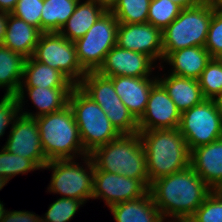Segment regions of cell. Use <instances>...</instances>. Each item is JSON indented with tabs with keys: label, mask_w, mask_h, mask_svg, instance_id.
Returning a JSON list of instances; mask_svg holds the SVG:
<instances>
[{
	"label": "cell",
	"mask_w": 222,
	"mask_h": 222,
	"mask_svg": "<svg viewBox=\"0 0 222 222\" xmlns=\"http://www.w3.org/2000/svg\"><path fill=\"white\" fill-rule=\"evenodd\" d=\"M218 105V109L222 115V93L215 99Z\"/></svg>",
	"instance_id": "7bdbcfd3"
},
{
	"label": "cell",
	"mask_w": 222,
	"mask_h": 222,
	"mask_svg": "<svg viewBox=\"0 0 222 222\" xmlns=\"http://www.w3.org/2000/svg\"><path fill=\"white\" fill-rule=\"evenodd\" d=\"M76 160L57 159L45 164L43 169L52 170L47 191L60 194L61 197L87 203L92 199L95 166L89 154L81 157V161L84 162H77Z\"/></svg>",
	"instance_id": "52a82bcc"
},
{
	"label": "cell",
	"mask_w": 222,
	"mask_h": 222,
	"mask_svg": "<svg viewBox=\"0 0 222 222\" xmlns=\"http://www.w3.org/2000/svg\"><path fill=\"white\" fill-rule=\"evenodd\" d=\"M138 133L146 152L149 188L156 179L190 166L191 152L178 128Z\"/></svg>",
	"instance_id": "7a4b0ae2"
},
{
	"label": "cell",
	"mask_w": 222,
	"mask_h": 222,
	"mask_svg": "<svg viewBox=\"0 0 222 222\" xmlns=\"http://www.w3.org/2000/svg\"><path fill=\"white\" fill-rule=\"evenodd\" d=\"M181 112L157 81L151 89L143 115L138 119L139 131L176 129L179 127Z\"/></svg>",
	"instance_id": "9a60e30c"
},
{
	"label": "cell",
	"mask_w": 222,
	"mask_h": 222,
	"mask_svg": "<svg viewBox=\"0 0 222 222\" xmlns=\"http://www.w3.org/2000/svg\"><path fill=\"white\" fill-rule=\"evenodd\" d=\"M20 87L74 88L75 85L62 72L31 56L25 60Z\"/></svg>",
	"instance_id": "d4e9b609"
},
{
	"label": "cell",
	"mask_w": 222,
	"mask_h": 222,
	"mask_svg": "<svg viewBox=\"0 0 222 222\" xmlns=\"http://www.w3.org/2000/svg\"><path fill=\"white\" fill-rule=\"evenodd\" d=\"M213 14V1L182 9L179 16L162 30L163 60L173 51L204 47Z\"/></svg>",
	"instance_id": "8992f818"
},
{
	"label": "cell",
	"mask_w": 222,
	"mask_h": 222,
	"mask_svg": "<svg viewBox=\"0 0 222 222\" xmlns=\"http://www.w3.org/2000/svg\"><path fill=\"white\" fill-rule=\"evenodd\" d=\"M132 115L138 120L144 113L152 86L157 82V77H108Z\"/></svg>",
	"instance_id": "d6986e66"
},
{
	"label": "cell",
	"mask_w": 222,
	"mask_h": 222,
	"mask_svg": "<svg viewBox=\"0 0 222 222\" xmlns=\"http://www.w3.org/2000/svg\"><path fill=\"white\" fill-rule=\"evenodd\" d=\"M151 0H118L110 11L119 23H147Z\"/></svg>",
	"instance_id": "83f0119b"
},
{
	"label": "cell",
	"mask_w": 222,
	"mask_h": 222,
	"mask_svg": "<svg viewBox=\"0 0 222 222\" xmlns=\"http://www.w3.org/2000/svg\"><path fill=\"white\" fill-rule=\"evenodd\" d=\"M156 66L149 56L115 45L97 72L105 77H157L152 73Z\"/></svg>",
	"instance_id": "2e32d148"
},
{
	"label": "cell",
	"mask_w": 222,
	"mask_h": 222,
	"mask_svg": "<svg viewBox=\"0 0 222 222\" xmlns=\"http://www.w3.org/2000/svg\"><path fill=\"white\" fill-rule=\"evenodd\" d=\"M20 116V107L16 95H3L0 100V138L5 135L6 128L14 125Z\"/></svg>",
	"instance_id": "d590c367"
},
{
	"label": "cell",
	"mask_w": 222,
	"mask_h": 222,
	"mask_svg": "<svg viewBox=\"0 0 222 222\" xmlns=\"http://www.w3.org/2000/svg\"><path fill=\"white\" fill-rule=\"evenodd\" d=\"M109 210L115 222H165L150 191L137 199L114 204Z\"/></svg>",
	"instance_id": "603a6c76"
},
{
	"label": "cell",
	"mask_w": 222,
	"mask_h": 222,
	"mask_svg": "<svg viewBox=\"0 0 222 222\" xmlns=\"http://www.w3.org/2000/svg\"><path fill=\"white\" fill-rule=\"evenodd\" d=\"M121 48L143 53L159 66L163 62L162 30L150 23H119L117 43Z\"/></svg>",
	"instance_id": "7c38bea8"
},
{
	"label": "cell",
	"mask_w": 222,
	"mask_h": 222,
	"mask_svg": "<svg viewBox=\"0 0 222 222\" xmlns=\"http://www.w3.org/2000/svg\"><path fill=\"white\" fill-rule=\"evenodd\" d=\"M72 89L73 88L20 87L16 94L20 114L29 118H37L60 111L68 105V97ZM26 96H28L27 98H29L32 101L31 103L36 107V112H29L30 110L23 108L25 102H27L25 101Z\"/></svg>",
	"instance_id": "e0dca14e"
},
{
	"label": "cell",
	"mask_w": 222,
	"mask_h": 222,
	"mask_svg": "<svg viewBox=\"0 0 222 222\" xmlns=\"http://www.w3.org/2000/svg\"><path fill=\"white\" fill-rule=\"evenodd\" d=\"M149 191L166 222H181L190 219L213 190L188 166L156 179Z\"/></svg>",
	"instance_id": "6da1fadb"
},
{
	"label": "cell",
	"mask_w": 222,
	"mask_h": 222,
	"mask_svg": "<svg viewBox=\"0 0 222 222\" xmlns=\"http://www.w3.org/2000/svg\"><path fill=\"white\" fill-rule=\"evenodd\" d=\"M181 10L172 0H151L147 22L164 30L179 16Z\"/></svg>",
	"instance_id": "f546056e"
},
{
	"label": "cell",
	"mask_w": 222,
	"mask_h": 222,
	"mask_svg": "<svg viewBox=\"0 0 222 222\" xmlns=\"http://www.w3.org/2000/svg\"><path fill=\"white\" fill-rule=\"evenodd\" d=\"M5 204H3V201L0 200V222L5 217V214L7 213L8 209L6 210L4 207Z\"/></svg>",
	"instance_id": "b9f144b4"
},
{
	"label": "cell",
	"mask_w": 222,
	"mask_h": 222,
	"mask_svg": "<svg viewBox=\"0 0 222 222\" xmlns=\"http://www.w3.org/2000/svg\"><path fill=\"white\" fill-rule=\"evenodd\" d=\"M84 204L77 199L57 198L49 205L47 212L41 215V222H70Z\"/></svg>",
	"instance_id": "1f68e13d"
},
{
	"label": "cell",
	"mask_w": 222,
	"mask_h": 222,
	"mask_svg": "<svg viewBox=\"0 0 222 222\" xmlns=\"http://www.w3.org/2000/svg\"><path fill=\"white\" fill-rule=\"evenodd\" d=\"M40 170L30 159L8 152L5 148L0 149V176L9 181L20 174Z\"/></svg>",
	"instance_id": "4dcf8cb0"
},
{
	"label": "cell",
	"mask_w": 222,
	"mask_h": 222,
	"mask_svg": "<svg viewBox=\"0 0 222 222\" xmlns=\"http://www.w3.org/2000/svg\"><path fill=\"white\" fill-rule=\"evenodd\" d=\"M198 81L204 98L215 100L222 93V59L212 58Z\"/></svg>",
	"instance_id": "f1b7e54d"
},
{
	"label": "cell",
	"mask_w": 222,
	"mask_h": 222,
	"mask_svg": "<svg viewBox=\"0 0 222 222\" xmlns=\"http://www.w3.org/2000/svg\"><path fill=\"white\" fill-rule=\"evenodd\" d=\"M148 191L149 189L139 179L105 171H94L92 200L103 199L107 207L137 199Z\"/></svg>",
	"instance_id": "4fadbf2b"
},
{
	"label": "cell",
	"mask_w": 222,
	"mask_h": 222,
	"mask_svg": "<svg viewBox=\"0 0 222 222\" xmlns=\"http://www.w3.org/2000/svg\"><path fill=\"white\" fill-rule=\"evenodd\" d=\"M8 14L0 11V45H2L7 27Z\"/></svg>",
	"instance_id": "f35d334b"
},
{
	"label": "cell",
	"mask_w": 222,
	"mask_h": 222,
	"mask_svg": "<svg viewBox=\"0 0 222 222\" xmlns=\"http://www.w3.org/2000/svg\"><path fill=\"white\" fill-rule=\"evenodd\" d=\"M190 219L193 222H222V190L212 191Z\"/></svg>",
	"instance_id": "836d02e7"
},
{
	"label": "cell",
	"mask_w": 222,
	"mask_h": 222,
	"mask_svg": "<svg viewBox=\"0 0 222 222\" xmlns=\"http://www.w3.org/2000/svg\"><path fill=\"white\" fill-rule=\"evenodd\" d=\"M203 1H213V2H217V3H222V0H203Z\"/></svg>",
	"instance_id": "f6af8a7d"
},
{
	"label": "cell",
	"mask_w": 222,
	"mask_h": 222,
	"mask_svg": "<svg viewBox=\"0 0 222 222\" xmlns=\"http://www.w3.org/2000/svg\"><path fill=\"white\" fill-rule=\"evenodd\" d=\"M107 9L95 0H79L59 33L71 42L82 38Z\"/></svg>",
	"instance_id": "cb8c5ba5"
},
{
	"label": "cell",
	"mask_w": 222,
	"mask_h": 222,
	"mask_svg": "<svg viewBox=\"0 0 222 222\" xmlns=\"http://www.w3.org/2000/svg\"><path fill=\"white\" fill-rule=\"evenodd\" d=\"M32 57L62 72L75 86L87 73L78 61L74 42L59 32L41 33Z\"/></svg>",
	"instance_id": "8fae6325"
},
{
	"label": "cell",
	"mask_w": 222,
	"mask_h": 222,
	"mask_svg": "<svg viewBox=\"0 0 222 222\" xmlns=\"http://www.w3.org/2000/svg\"><path fill=\"white\" fill-rule=\"evenodd\" d=\"M89 156L95 171L139 179L149 189L146 152L139 133L121 134L111 142L95 148Z\"/></svg>",
	"instance_id": "3957f363"
},
{
	"label": "cell",
	"mask_w": 222,
	"mask_h": 222,
	"mask_svg": "<svg viewBox=\"0 0 222 222\" xmlns=\"http://www.w3.org/2000/svg\"><path fill=\"white\" fill-rule=\"evenodd\" d=\"M26 58L0 45V89L5 95H16L19 91Z\"/></svg>",
	"instance_id": "484cf974"
},
{
	"label": "cell",
	"mask_w": 222,
	"mask_h": 222,
	"mask_svg": "<svg viewBox=\"0 0 222 222\" xmlns=\"http://www.w3.org/2000/svg\"><path fill=\"white\" fill-rule=\"evenodd\" d=\"M41 33L37 27L9 13L2 45L27 59L33 55Z\"/></svg>",
	"instance_id": "7402d4cb"
},
{
	"label": "cell",
	"mask_w": 222,
	"mask_h": 222,
	"mask_svg": "<svg viewBox=\"0 0 222 222\" xmlns=\"http://www.w3.org/2000/svg\"><path fill=\"white\" fill-rule=\"evenodd\" d=\"M190 166L213 191L222 190V138L194 148Z\"/></svg>",
	"instance_id": "ac0fdd59"
},
{
	"label": "cell",
	"mask_w": 222,
	"mask_h": 222,
	"mask_svg": "<svg viewBox=\"0 0 222 222\" xmlns=\"http://www.w3.org/2000/svg\"><path fill=\"white\" fill-rule=\"evenodd\" d=\"M18 0H0V11L5 13H11Z\"/></svg>",
	"instance_id": "74e56055"
},
{
	"label": "cell",
	"mask_w": 222,
	"mask_h": 222,
	"mask_svg": "<svg viewBox=\"0 0 222 222\" xmlns=\"http://www.w3.org/2000/svg\"><path fill=\"white\" fill-rule=\"evenodd\" d=\"M3 148L10 153L30 159L40 170L48 162L44 155L35 118L20 114L14 125L10 127L9 135Z\"/></svg>",
	"instance_id": "5bb4252c"
},
{
	"label": "cell",
	"mask_w": 222,
	"mask_h": 222,
	"mask_svg": "<svg viewBox=\"0 0 222 222\" xmlns=\"http://www.w3.org/2000/svg\"><path fill=\"white\" fill-rule=\"evenodd\" d=\"M204 48L212 58L222 59V3L213 2V14Z\"/></svg>",
	"instance_id": "d6a6232c"
},
{
	"label": "cell",
	"mask_w": 222,
	"mask_h": 222,
	"mask_svg": "<svg viewBox=\"0 0 222 222\" xmlns=\"http://www.w3.org/2000/svg\"><path fill=\"white\" fill-rule=\"evenodd\" d=\"M181 222H193L191 219H187V220H184V221H181Z\"/></svg>",
	"instance_id": "bcb514c9"
},
{
	"label": "cell",
	"mask_w": 222,
	"mask_h": 222,
	"mask_svg": "<svg viewBox=\"0 0 222 222\" xmlns=\"http://www.w3.org/2000/svg\"><path fill=\"white\" fill-rule=\"evenodd\" d=\"M119 22L106 10L87 33L74 42L77 58L86 72H97L103 65L107 53L117 43Z\"/></svg>",
	"instance_id": "9c48e42d"
},
{
	"label": "cell",
	"mask_w": 222,
	"mask_h": 222,
	"mask_svg": "<svg viewBox=\"0 0 222 222\" xmlns=\"http://www.w3.org/2000/svg\"><path fill=\"white\" fill-rule=\"evenodd\" d=\"M1 222H41V216L28 210H9Z\"/></svg>",
	"instance_id": "8d00e7d4"
},
{
	"label": "cell",
	"mask_w": 222,
	"mask_h": 222,
	"mask_svg": "<svg viewBox=\"0 0 222 222\" xmlns=\"http://www.w3.org/2000/svg\"><path fill=\"white\" fill-rule=\"evenodd\" d=\"M182 9L190 8L199 5L203 0H172Z\"/></svg>",
	"instance_id": "ab89813d"
},
{
	"label": "cell",
	"mask_w": 222,
	"mask_h": 222,
	"mask_svg": "<svg viewBox=\"0 0 222 222\" xmlns=\"http://www.w3.org/2000/svg\"><path fill=\"white\" fill-rule=\"evenodd\" d=\"M35 119L44 155L48 161L80 159L88 155L83 148L79 128L69 105L60 111Z\"/></svg>",
	"instance_id": "277c9868"
},
{
	"label": "cell",
	"mask_w": 222,
	"mask_h": 222,
	"mask_svg": "<svg viewBox=\"0 0 222 222\" xmlns=\"http://www.w3.org/2000/svg\"><path fill=\"white\" fill-rule=\"evenodd\" d=\"M77 86L103 109L120 134L138 133V120L116 94L108 77L98 72H87Z\"/></svg>",
	"instance_id": "ba28073f"
},
{
	"label": "cell",
	"mask_w": 222,
	"mask_h": 222,
	"mask_svg": "<svg viewBox=\"0 0 222 222\" xmlns=\"http://www.w3.org/2000/svg\"><path fill=\"white\" fill-rule=\"evenodd\" d=\"M9 183V180L3 176H0V191L4 188L5 185Z\"/></svg>",
	"instance_id": "ee69618b"
},
{
	"label": "cell",
	"mask_w": 222,
	"mask_h": 222,
	"mask_svg": "<svg viewBox=\"0 0 222 222\" xmlns=\"http://www.w3.org/2000/svg\"><path fill=\"white\" fill-rule=\"evenodd\" d=\"M79 0H44L41 11V32H59L74 13Z\"/></svg>",
	"instance_id": "4316f807"
},
{
	"label": "cell",
	"mask_w": 222,
	"mask_h": 222,
	"mask_svg": "<svg viewBox=\"0 0 222 222\" xmlns=\"http://www.w3.org/2000/svg\"><path fill=\"white\" fill-rule=\"evenodd\" d=\"M43 5L44 0H18L11 14L41 31V11Z\"/></svg>",
	"instance_id": "e575fe53"
},
{
	"label": "cell",
	"mask_w": 222,
	"mask_h": 222,
	"mask_svg": "<svg viewBox=\"0 0 222 222\" xmlns=\"http://www.w3.org/2000/svg\"><path fill=\"white\" fill-rule=\"evenodd\" d=\"M68 105L73 111L83 148L88 154L121 135L103 109L78 86L69 94Z\"/></svg>",
	"instance_id": "5b68a950"
},
{
	"label": "cell",
	"mask_w": 222,
	"mask_h": 222,
	"mask_svg": "<svg viewBox=\"0 0 222 222\" xmlns=\"http://www.w3.org/2000/svg\"><path fill=\"white\" fill-rule=\"evenodd\" d=\"M211 59V55L204 47L194 46L171 52L162 62L166 64L157 68L160 72L166 68L165 65H169V74L198 80Z\"/></svg>",
	"instance_id": "ffe728a7"
},
{
	"label": "cell",
	"mask_w": 222,
	"mask_h": 222,
	"mask_svg": "<svg viewBox=\"0 0 222 222\" xmlns=\"http://www.w3.org/2000/svg\"><path fill=\"white\" fill-rule=\"evenodd\" d=\"M178 130L183 135L190 152L222 138V115L216 100L202 103L181 113Z\"/></svg>",
	"instance_id": "30bf717a"
},
{
	"label": "cell",
	"mask_w": 222,
	"mask_h": 222,
	"mask_svg": "<svg viewBox=\"0 0 222 222\" xmlns=\"http://www.w3.org/2000/svg\"><path fill=\"white\" fill-rule=\"evenodd\" d=\"M95 1L100 3L107 10H110L118 0H95Z\"/></svg>",
	"instance_id": "60d3db41"
},
{
	"label": "cell",
	"mask_w": 222,
	"mask_h": 222,
	"mask_svg": "<svg viewBox=\"0 0 222 222\" xmlns=\"http://www.w3.org/2000/svg\"><path fill=\"white\" fill-rule=\"evenodd\" d=\"M157 81L164 87L181 113L205 100L197 79L164 73L157 74Z\"/></svg>",
	"instance_id": "44dd1931"
}]
</instances>
